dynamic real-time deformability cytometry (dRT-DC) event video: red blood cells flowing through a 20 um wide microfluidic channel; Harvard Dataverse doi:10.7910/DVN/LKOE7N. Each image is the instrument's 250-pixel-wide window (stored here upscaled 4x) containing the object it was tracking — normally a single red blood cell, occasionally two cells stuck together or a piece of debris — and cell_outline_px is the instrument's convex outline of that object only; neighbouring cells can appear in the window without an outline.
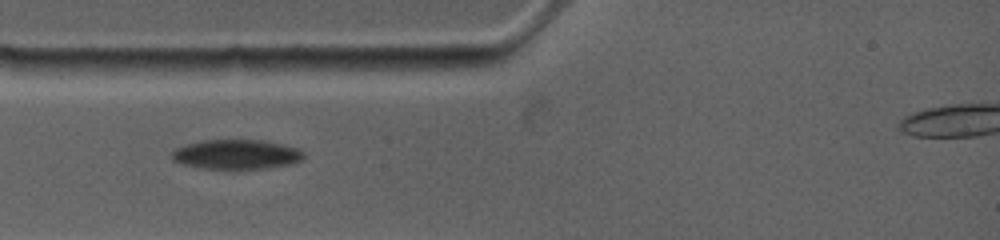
{"species": "common noctule bat (a hibernating species)", "species_latin": "Nyctalus noctula", "temperature_condition": "warm", "stored_images_in_passage": 3, "camera_frame_rate_fps": 4500, "um_per_image_px": 0.085, "animal": {"sex": "female", "body_mass_g": 19.0, "forearm_length_mm": 53.3}, "frame": {"image": 1, "passage_image": 1, "time_ms": 0.0, "image_size_px": [1000, 240], "cell_outline_px": [[304, 160], [296, 164], [264, 168], [200, 168], [180, 164], [172, 160], [172, 152], [176, 148], [188, 144], [204, 140], [264, 140], [300, 148], [304, 152]], "centroid_in_image_um": [20.16, 13.12], "position_along_channel_um": 64.8, "area_um2": 22.89}}